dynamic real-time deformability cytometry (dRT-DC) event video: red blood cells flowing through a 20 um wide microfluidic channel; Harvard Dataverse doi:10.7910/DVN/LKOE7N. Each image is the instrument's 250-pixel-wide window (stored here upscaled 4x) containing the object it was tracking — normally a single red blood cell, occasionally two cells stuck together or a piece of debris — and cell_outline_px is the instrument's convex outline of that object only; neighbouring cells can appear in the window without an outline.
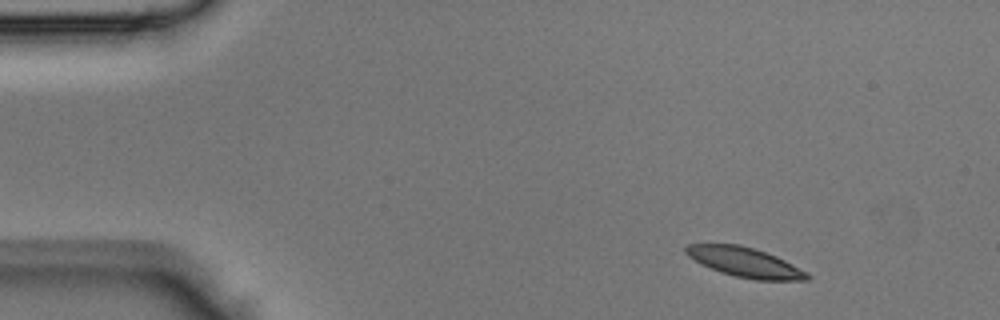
{"species": "Egyptian fruit bat (a non-hibernating species)", "species_latin": "Rousettus aegyptiacus", "temperature_condition": "room temperature", "stored_images_in_passage": 40, "camera_frame_rate_fps": 3000, "um_per_image_px": 0.085, "animal": {"sex": "male"}, "frame": {"image": 1, "passage_image": 1, "time_ms": 0.0, "image_size_px": [1000, 320], "cell_outline_px": [[812, 276], [808, 280], [756, 280], [736, 276], [720, 272], [700, 264], [688, 256], [684, 252], [684, 248], [688, 244], [740, 244], [776, 256], [808, 272]], "centroid_in_image_um": [63.31, 22.29], "position_along_channel_um": 21.7, "area_um2": 20.92}}
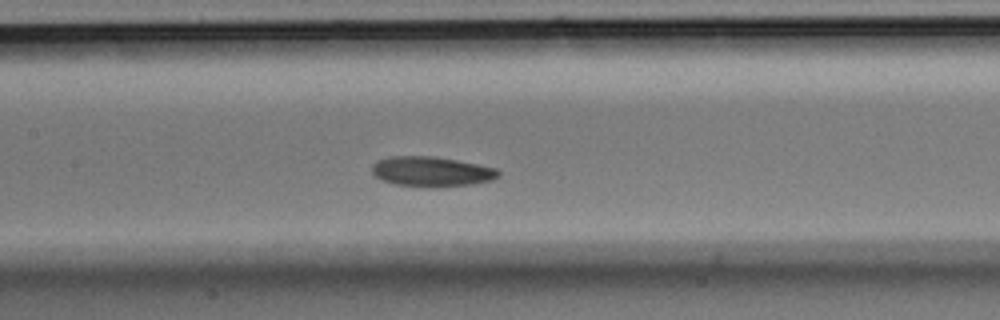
{"frame": {"image": 2, "passage_image": 16, "time_ms": 5.0, "image_size_px": [1000, 320], "cell_outline_px": [[500, 176], [492, 180], [472, 184], [396, 184], [384, 180], [376, 176], [372, 172], [372, 164], [376, 160], [388, 156], [436, 156], [496, 168], [500, 172]], "centroid_in_image_um": [36.67, 14.52], "position_along_channel_um": 170.7, "area_um2": 21.1}}
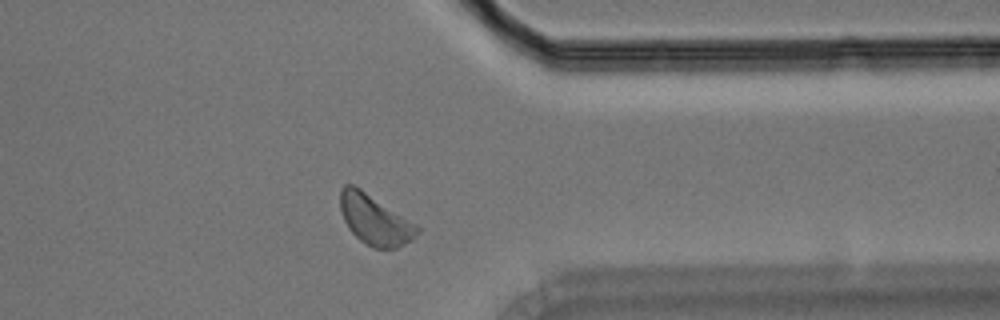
{"frame": {"image": 3, "passage_image": 30, "time_ms": 9.667, "image_size_px": [1000, 320], "cell_outline_px": [[420, 232], [412, 240], [396, 248], [372, 248], [360, 240], [348, 228], [344, 220], [340, 208], [340, 188], [344, 184], [352, 184], [360, 188], [416, 224], [420, 228]], "centroid_in_image_um": [31.85, 18.68], "position_along_channel_um": 379.6, "area_um2": 22.31}}